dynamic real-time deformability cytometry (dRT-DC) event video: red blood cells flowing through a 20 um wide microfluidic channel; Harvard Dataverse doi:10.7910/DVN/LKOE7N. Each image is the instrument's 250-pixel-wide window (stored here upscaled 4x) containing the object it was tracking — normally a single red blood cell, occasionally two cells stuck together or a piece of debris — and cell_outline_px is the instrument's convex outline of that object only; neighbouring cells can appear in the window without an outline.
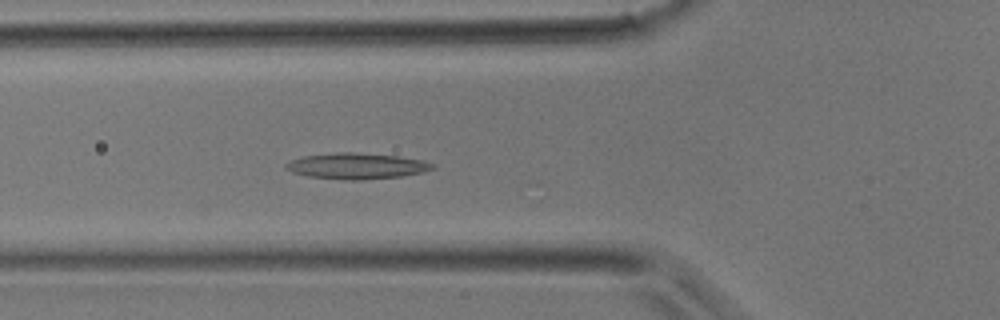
{"species": "common noctule bat (a hibernating species)", "species_latin": "Nyctalus noctula", "temperature_condition": "room temperature", "stored_images_in_passage": 31, "camera_frame_rate_fps": 3000, "um_per_image_px": 0.085, "animal": {"sex": "male", "body_mass_g": 17.9}, "frame": {"image": 1, "passage_image": 6, "time_ms": 1.667, "image_size_px": [1000, 320], "cell_outline_px": [[436, 168], [424, 172], [400, 176], [360, 180], [344, 180], [308, 176], [292, 172], [284, 168], [284, 164], [292, 160], [304, 156], [340, 152], [352, 152], [396, 156], [424, 160], [436, 164]], "centroid_in_image_um": [30.34, 14.11], "position_along_channel_um": 95.5, "area_um2": 22.14}}
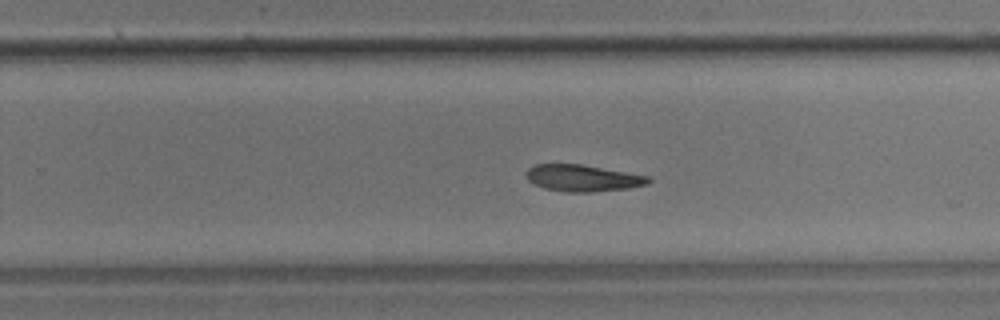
{"frame": {"image": 2, "passage_image": 17, "time_ms": 5.333, "image_size_px": [1000, 320], "cell_outline_px": [[652, 180], [648, 184], [628, 188], [592, 192], [564, 192], [544, 188], [532, 184], [528, 180], [524, 172], [528, 168], [536, 164], [580, 164], [648, 176]], "centroid_in_image_um": [49.48, 15.14], "position_along_channel_um": 280.3, "area_um2": 19.02}}
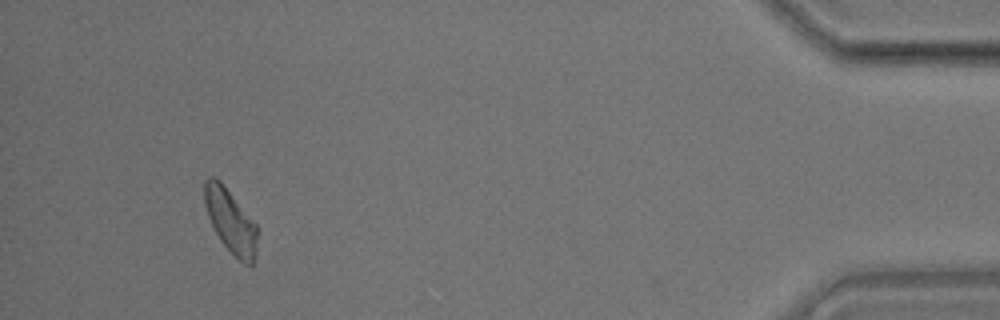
{"frame": {"image": 3, "passage_image": 29, "time_ms": 9.333, "image_size_px": [1000, 320], "cell_outline_px": [[256, 252], [252, 264], [244, 264], [220, 240], [208, 216], [204, 204], [204, 180], [208, 176], [216, 176], [220, 180], [256, 224]], "centroid_in_image_um": [19.56, 18.73], "position_along_channel_um": 415.6, "area_um2": 19.25}}